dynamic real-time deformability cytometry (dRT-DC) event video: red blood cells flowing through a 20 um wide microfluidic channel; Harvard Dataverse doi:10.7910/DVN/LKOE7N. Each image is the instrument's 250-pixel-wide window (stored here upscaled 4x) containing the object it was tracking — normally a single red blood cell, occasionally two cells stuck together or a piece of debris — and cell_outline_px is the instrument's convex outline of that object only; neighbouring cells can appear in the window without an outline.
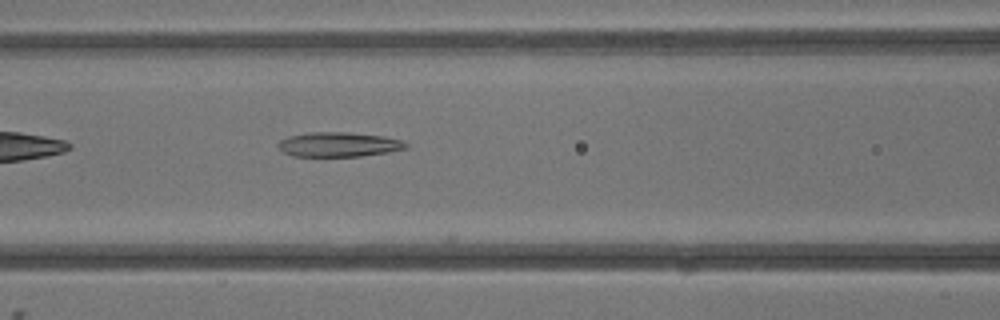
{"species": "common noctule bat (a hibernating species)", "species_latin": "Nyctalus noctula", "temperature_condition": "warm", "stored_images_in_passage": 6, "camera_frame_rate_fps": 3000, "um_per_image_px": 0.085, "animal": {"sex": "male", "body_mass_g": 13.3}, "frame": {"image": 1, "passage_image": 5, "time_ms": 4.667, "image_size_px": [1000, 320], "cell_outline_px": [[408, 148], [388, 152], [360, 156], [292, 156], [284, 152], [276, 144], [280, 140], [288, 136], [308, 132], [352, 132], [384, 136], [404, 140], [408, 144]], "centroid_in_image_um": [28.81, 12.27], "position_along_channel_um": 137.8, "area_um2": 18.5}}